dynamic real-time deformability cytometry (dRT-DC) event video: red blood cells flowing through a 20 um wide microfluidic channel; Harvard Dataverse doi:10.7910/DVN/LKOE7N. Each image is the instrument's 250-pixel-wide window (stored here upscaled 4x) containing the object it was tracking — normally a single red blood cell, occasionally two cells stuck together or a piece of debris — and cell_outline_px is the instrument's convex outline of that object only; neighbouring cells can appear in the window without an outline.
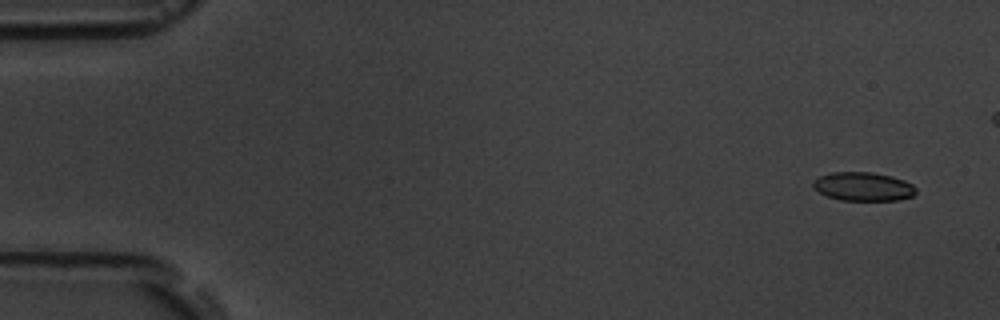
{"species": "common noctule bat (a hibernating species)", "species_latin": "Nyctalus noctula", "temperature_condition": "room temperature", "stored_images_in_passage": 6, "camera_frame_rate_fps": 3000, "um_per_image_px": 0.085, "animal": {"sex": "male", "body_mass_g": 19.5, "forearm_length_mm": 54.6}, "frame": {"image": 1, "passage_image": 2, "time_ms": 1.0, "image_size_px": [1000, 320], "cell_outline_px": [[916, 192], [912, 196], [900, 200], [840, 200], [828, 196], [812, 188], [812, 180], [820, 176], [832, 172], [872, 172], [892, 176], [904, 180], [912, 184], [916, 188]], "centroid_in_image_um": [73.37, 15.85], "position_along_channel_um": 11.6, "area_um2": 17.28}}